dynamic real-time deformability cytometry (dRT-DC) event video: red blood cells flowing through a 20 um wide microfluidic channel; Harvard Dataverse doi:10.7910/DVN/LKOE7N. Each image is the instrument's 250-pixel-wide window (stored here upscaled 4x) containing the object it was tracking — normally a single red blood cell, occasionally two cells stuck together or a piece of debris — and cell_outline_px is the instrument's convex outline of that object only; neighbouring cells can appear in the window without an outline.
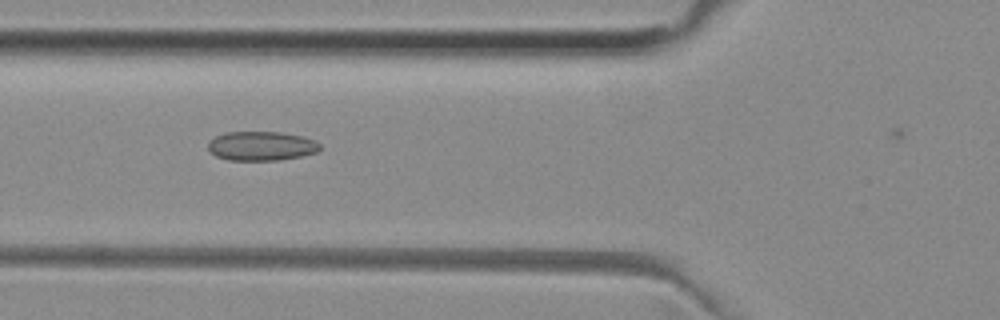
{"species": "common noctule bat (a hibernating species)", "species_latin": "Nyctalus noctula", "temperature_condition": "room temperature", "stored_images_in_passage": 50, "camera_frame_rate_fps": 3000, "um_per_image_px": 0.085, "animal": {"sex": "female", "body_mass_g": 29.2, "forearm_length_mm": 56.3}, "frame": {"image": 1, "passage_image": 18, "time_ms": 5.667, "image_size_px": [1000, 320], "cell_outline_px": [[320, 148], [316, 152], [300, 156], [280, 160], [228, 160], [216, 156], [208, 148], [208, 140], [224, 132], [284, 132], [304, 136], [316, 140], [320, 144]], "centroid_in_image_um": [22.22, 12.4], "position_along_channel_um": 103.6, "area_um2": 19.19}}
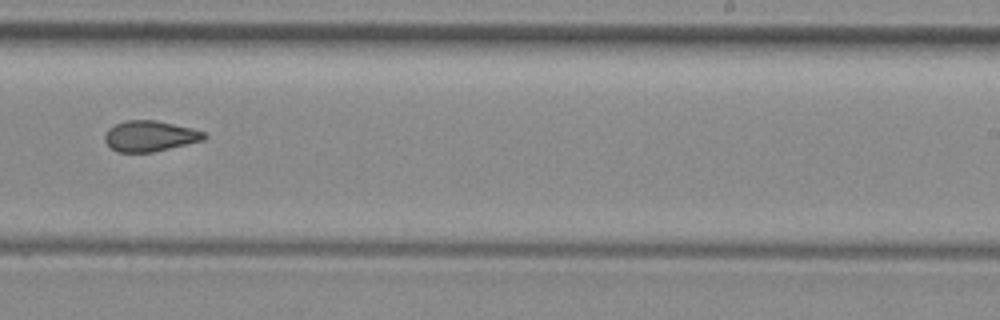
{"frame": {"image": 2, "passage_image": 31, "time_ms": 10.0, "image_size_px": [1000, 320], "cell_outline_px": [[208, 136], [204, 140], [152, 152], [120, 152], [112, 148], [104, 140], [104, 136], [108, 128], [124, 120], [156, 120], [192, 128], [204, 132]], "centroid_in_image_um": [12.75, 11.55], "position_along_channel_um": 276.3, "area_um2": 17.69}}
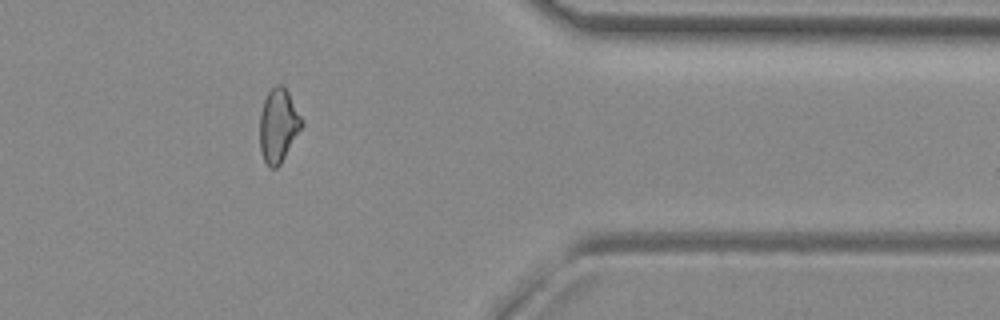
{"frame": {"image": 3, "passage_image": 41, "time_ms": 13.333, "image_size_px": [1000, 320], "cell_outline_px": [[304, 124], [280, 164], [276, 168], [268, 168], [264, 160], [260, 148], [260, 116], [264, 100], [268, 92], [276, 84], [280, 84], [288, 92]], "centroid_in_image_um": [23.65, 10.69], "position_along_channel_um": 387.8, "area_um2": 17.69}}